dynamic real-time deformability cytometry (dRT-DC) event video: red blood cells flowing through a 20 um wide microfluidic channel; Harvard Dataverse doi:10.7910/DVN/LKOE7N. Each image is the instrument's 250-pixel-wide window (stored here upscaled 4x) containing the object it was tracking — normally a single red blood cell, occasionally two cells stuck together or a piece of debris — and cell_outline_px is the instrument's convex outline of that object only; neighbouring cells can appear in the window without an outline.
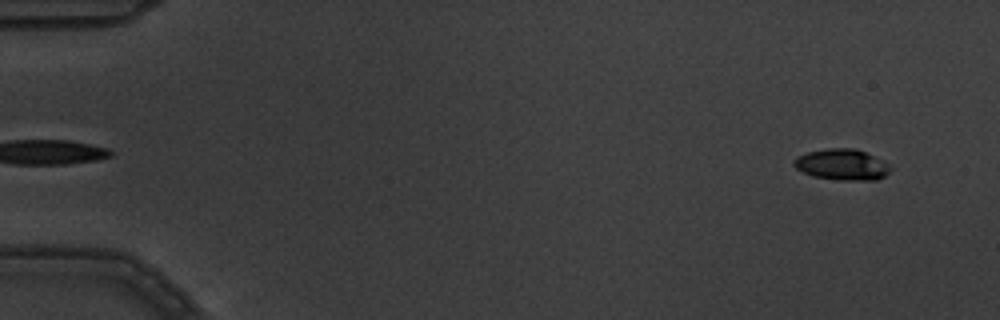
{"species": "common noctule bat (a hibernating species)", "species_latin": "Nyctalus noctula", "temperature_condition": "warm", "stored_images_in_passage": 5, "camera_frame_rate_fps": 3000, "um_per_image_px": 0.085, "animal": {"sex": "male", "body_mass_g": 19.5, "forearm_length_mm": 54.6}, "frame": {"image": 1, "passage_image": 5, "time_ms": 1.333, "image_size_px": [1000, 320], "cell_outline_px": [[892, 168], [884, 176], [876, 180], [840, 180], [812, 176], [796, 168], [792, 164], [792, 160], [796, 156], [808, 152], [828, 148], [856, 148], [884, 160]], "centroid_in_image_um": [71.56, 13.98], "position_along_channel_um": 13.4, "area_um2": 17.57}}